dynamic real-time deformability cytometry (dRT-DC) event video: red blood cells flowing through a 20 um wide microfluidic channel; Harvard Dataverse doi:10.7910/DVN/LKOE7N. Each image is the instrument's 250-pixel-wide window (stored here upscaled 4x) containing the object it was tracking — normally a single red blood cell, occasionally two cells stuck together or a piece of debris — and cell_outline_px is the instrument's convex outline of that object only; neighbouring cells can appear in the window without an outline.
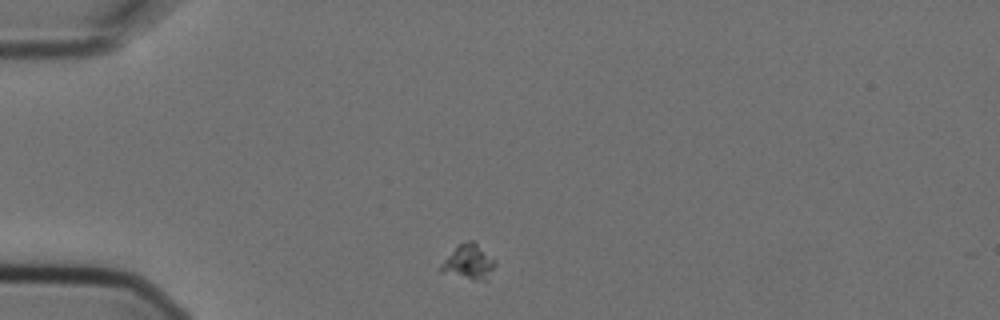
{"species": "Egyptian fruit bat (a non-hibernating species)", "species_latin": "Rousettus aegyptiacus", "temperature_condition": "cold", "stored_images_in_passage": 1, "camera_frame_rate_fps": 3000, "um_per_image_px": 0.085, "animal": {"sex": "female"}, "frame": {"image": 1, "passage_image": 1, "time_ms": 0.0, "image_size_px": [1000, 320], "cell_outline_px": [[496, 264], [488, 280], [472, 280], [440, 272], [440, 264], [456, 244], [468, 240], [472, 240], [496, 260]], "centroid_in_image_um": [39.83, 22.27], "position_along_channel_um": 45.2, "area_um2": 11.27}}